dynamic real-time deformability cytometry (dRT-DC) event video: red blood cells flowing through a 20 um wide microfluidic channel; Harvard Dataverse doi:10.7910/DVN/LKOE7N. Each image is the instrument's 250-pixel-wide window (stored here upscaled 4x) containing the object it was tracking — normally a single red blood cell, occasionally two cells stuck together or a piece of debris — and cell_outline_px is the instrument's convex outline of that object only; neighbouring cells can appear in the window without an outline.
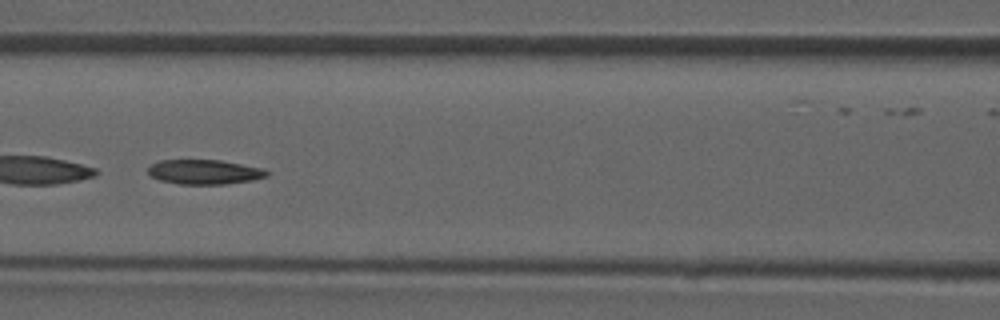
{"species": "common noctule bat (a hibernating species)", "species_latin": "Nyctalus noctula", "temperature_condition": "room temperature", "stored_images_in_passage": 29, "camera_frame_rate_fps": 3000, "um_per_image_px": 0.085, "animal": {"sex": "male", "forearm_length_mm": 52.5}, "frame": {"image": 1, "passage_image": 20, "time_ms": 6.333, "image_size_px": [1000, 320], "cell_outline_px": [[272, 172], [268, 176], [252, 180], [228, 184], [180, 184], [160, 180], [152, 176], [148, 172], [148, 168], [152, 164], [160, 160], [220, 160], [264, 168]], "centroid_in_image_um": [17.44, 14.61], "position_along_channel_um": 149.2, "area_um2": 17.11}}